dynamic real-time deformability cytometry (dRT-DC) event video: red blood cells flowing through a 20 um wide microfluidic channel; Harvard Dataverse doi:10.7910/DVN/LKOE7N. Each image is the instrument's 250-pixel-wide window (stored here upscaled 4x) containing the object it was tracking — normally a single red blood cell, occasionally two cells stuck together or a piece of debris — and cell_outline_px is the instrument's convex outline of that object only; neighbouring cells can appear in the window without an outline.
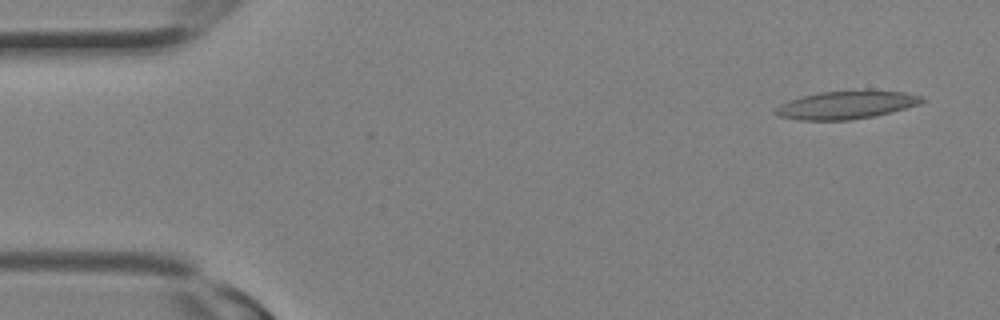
{"species": "Egyptian fruit bat (a non-hibernating species)", "species_latin": "Rousettus aegyptiacus", "temperature_condition": "room temperature", "stored_images_in_passage": 3, "camera_frame_rate_fps": 3000, "um_per_image_px": 0.085, "animal": {"sex": "female"}, "frame": {"image": 1, "passage_image": 1, "time_ms": 0.0, "image_size_px": [1000, 320], "cell_outline_px": [[924, 100], [920, 104], [872, 116], [852, 120], [800, 120], [780, 116], [776, 112], [776, 108], [780, 104], [804, 96], [820, 92], [864, 88], [904, 92], [924, 96]], "centroid_in_image_um": [72.0, 8.88], "position_along_channel_um": 13.0, "area_um2": 24.1}}